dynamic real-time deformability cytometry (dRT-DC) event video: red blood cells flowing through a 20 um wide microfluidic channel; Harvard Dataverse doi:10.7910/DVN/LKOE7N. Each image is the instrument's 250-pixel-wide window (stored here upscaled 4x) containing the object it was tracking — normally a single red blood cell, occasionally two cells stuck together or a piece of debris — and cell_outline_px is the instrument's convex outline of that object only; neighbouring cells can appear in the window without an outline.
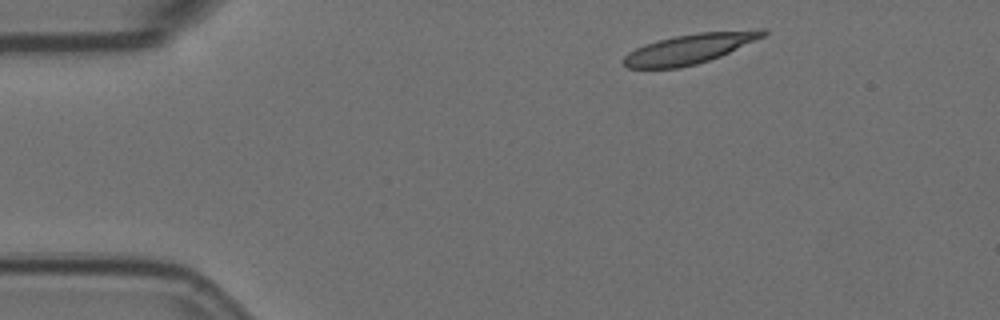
{"species": "Egyptian fruit bat (a non-hibernating species)", "species_latin": "Rousettus aegyptiacus", "temperature_condition": "room temperature", "stored_images_in_passage": 49, "camera_frame_rate_fps": 3000, "um_per_image_px": 0.085, "animal": {"sex": "female"}, "frame": {"image": 1, "passage_image": 1, "time_ms": 0.0, "image_size_px": [1000, 320], "cell_outline_px": [[768, 32], [764, 36], [720, 56], [696, 64], [676, 68], [628, 68], [620, 60], [628, 52], [644, 44], [656, 40], [676, 36], [700, 32], [756, 28], [764, 28]], "centroid_in_image_um": [58.62, 4.12], "position_along_channel_um": 26.4, "area_um2": 24.39}}
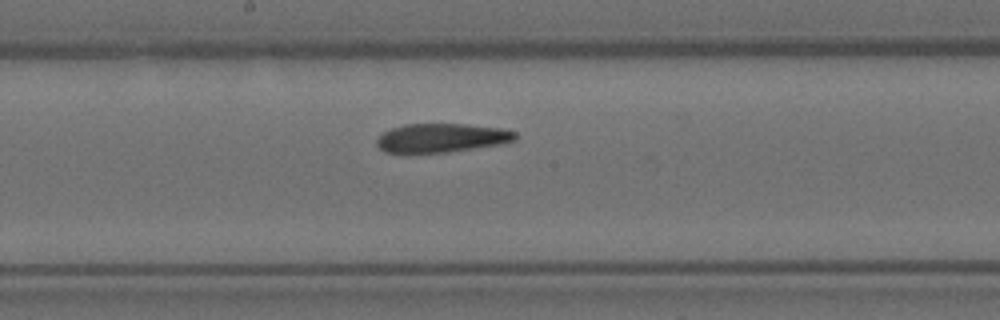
{"frame": {"image": 2, "passage_image": 22, "time_ms": 7.0, "image_size_px": [1000, 320], "cell_outline_px": [[516, 140], [504, 144], [448, 152], [404, 156], [384, 152], [376, 144], [376, 140], [384, 132], [392, 128], [404, 124], [468, 124], [504, 128], [516, 132]], "centroid_in_image_um": [37.5, 11.76], "position_along_channel_um": 210.7, "area_um2": 24.28}}
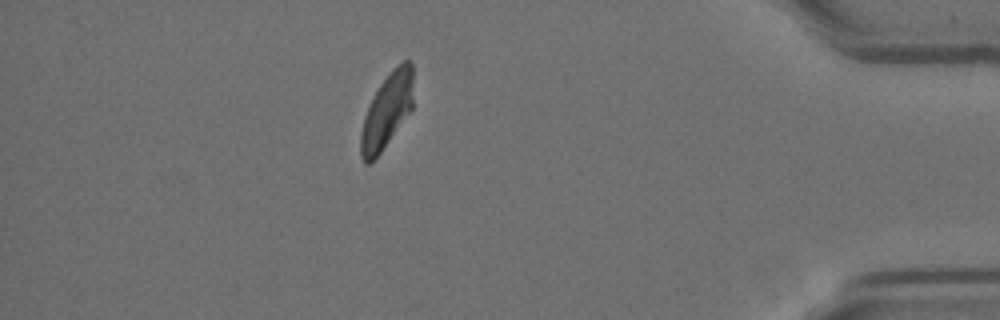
{"frame": {"image": 3, "passage_image": 42, "time_ms": 13.667, "image_size_px": [1000, 320], "cell_outline_px": [[412, 108], [380, 152], [368, 164], [364, 164], [360, 156], [360, 132], [364, 116], [380, 84], [392, 68], [396, 64], [404, 60], [408, 60], [412, 64]], "centroid_in_image_um": [32.86, 9.41], "position_along_channel_um": 402.3, "area_um2": 22.37}, "authors_computed_cell_mechanics": {"area_um2": 24.4494, "velocity_mm_per_s": 3.5526, "shape_relaxation_time_tau1_ms": 6.9113, "shape_relaxation_time_tau2_ms": 3.0129, "deformation_change_tau1": 0.2087, "deformation_change_tau2": 0.1092}}